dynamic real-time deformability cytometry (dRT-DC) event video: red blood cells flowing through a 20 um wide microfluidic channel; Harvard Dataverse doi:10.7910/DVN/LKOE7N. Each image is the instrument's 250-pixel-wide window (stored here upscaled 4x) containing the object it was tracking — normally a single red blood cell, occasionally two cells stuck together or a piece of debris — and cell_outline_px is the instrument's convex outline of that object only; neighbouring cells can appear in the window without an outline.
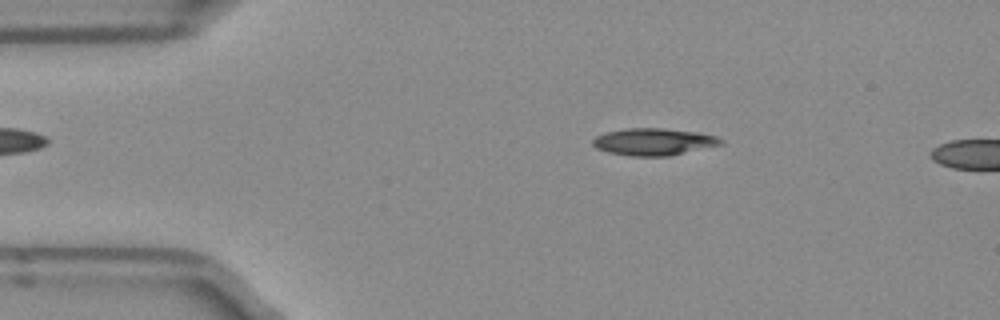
{"species": "Egyptian fruit bat (a non-hibernating species)", "species_latin": "Rousettus aegyptiacus", "temperature_condition": "room temperature", "stored_images_in_passage": 11, "camera_frame_rate_fps": 3000, "um_per_image_px": 0.085, "frame": {"image": 1, "passage_image": 8, "time_ms": 2.333, "image_size_px": [1000, 320], "cell_outline_px": [[724, 144], [668, 156], [628, 156], [608, 152], [596, 148], [592, 144], [592, 140], [596, 136], [604, 132], [628, 128], [664, 128], [696, 132], [716, 136], [724, 140]], "centroid_in_image_um": [55.55, 12.05], "position_along_channel_um": 29.5, "area_um2": 20.29}}